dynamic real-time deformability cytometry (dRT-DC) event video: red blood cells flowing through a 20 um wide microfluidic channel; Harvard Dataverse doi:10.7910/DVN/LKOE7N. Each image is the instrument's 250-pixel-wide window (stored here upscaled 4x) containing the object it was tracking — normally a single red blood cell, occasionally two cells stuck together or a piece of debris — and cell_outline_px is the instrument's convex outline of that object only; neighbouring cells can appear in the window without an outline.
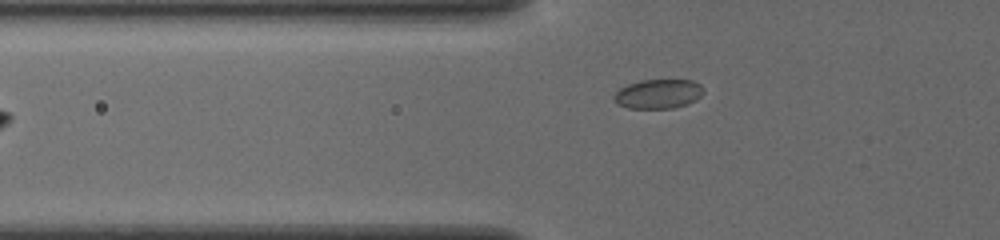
{"species": "common noctule bat (a hibernating species)", "species_latin": "Nyctalus noctula", "temperature_condition": "cold", "stored_images_in_passage": 33, "camera_frame_rate_fps": 3000, "um_per_image_px": 0.085, "animal": {"sex": "female", "body_mass_g": 19.5, "forearm_length_mm": 54.1}, "frame": {"image": 1, "passage_image": 4, "time_ms": 1.0, "image_size_px": [1000, 240], "cell_outline_px": [[704, 92], [700, 96], [684, 104], [672, 108], [628, 108], [616, 104], [612, 96], [620, 88], [628, 84], [640, 80], [692, 80], [700, 84], [704, 88]], "centroid_in_image_um": [55.91, 7.97], "position_along_channel_um": 69.9, "area_um2": 15.2}}
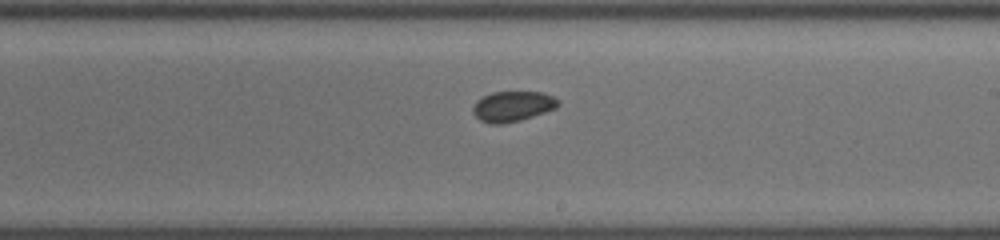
{"frame": {"image": 2, "passage_image": 18, "time_ms": 5.667, "image_size_px": [1000, 240], "cell_outline_px": [[560, 104], [556, 108], [520, 120], [504, 124], [492, 124], [480, 120], [476, 116], [472, 108], [476, 100], [492, 92], [544, 92], [560, 100]], "centroid_in_image_um": [43.59, 9.03], "position_along_channel_um": 245.4, "area_um2": 15.03}}
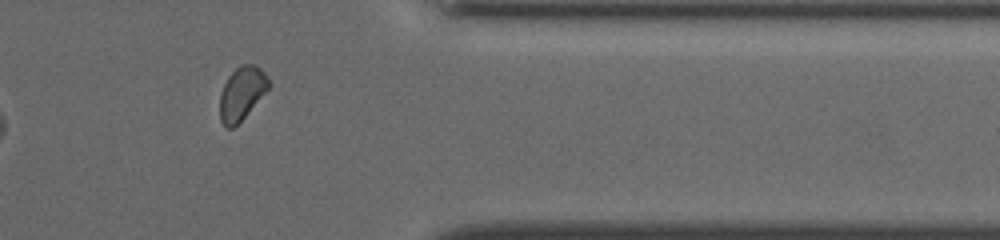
{"frame": {"image": 3, "passage_image": 30, "time_ms": 9.667, "image_size_px": [1000, 240], "cell_outline_px": [[272, 84], [244, 116], [232, 128], [228, 128], [220, 120], [220, 92], [228, 76], [240, 64], [252, 64], [260, 68], [268, 76]], "centroid_in_image_um": [20.55, 7.89], "position_along_channel_um": 390.8, "area_um2": 14.91}, "authors_computed_cell_mechanics": {"area_um2": 14.9124, "velocity_mm_per_s": 3.8454, "shape_relaxation_time_tau1_ms": null, "shape_relaxation_time_tau2_ms": 2.0096, "deformation_change_tau1": null, "deformation_change_tau2": 0.0411}}